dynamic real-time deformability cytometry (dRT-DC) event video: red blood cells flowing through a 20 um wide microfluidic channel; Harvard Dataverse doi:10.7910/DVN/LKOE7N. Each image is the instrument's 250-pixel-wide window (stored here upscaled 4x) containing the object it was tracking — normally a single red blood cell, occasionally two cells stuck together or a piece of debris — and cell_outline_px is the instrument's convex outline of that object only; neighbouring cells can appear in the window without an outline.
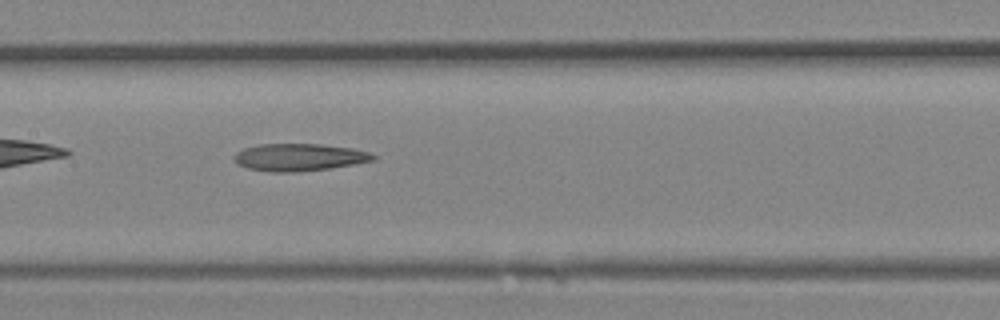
{"species": "Egyptian fruit bat (a non-hibernating species)", "species_latin": "Rousettus aegyptiacus", "temperature_condition": "room temperature", "stored_images_in_passage": 23, "camera_frame_rate_fps": 3000, "um_per_image_px": 0.085, "animal": {"sex": "female"}, "frame": {"image": 1, "passage_image": 10, "time_ms": 3.0, "image_size_px": [1000, 320], "cell_outline_px": [[376, 160], [328, 168], [292, 172], [272, 172], [248, 168], [236, 164], [232, 160], [232, 156], [236, 152], [244, 148], [260, 144], [320, 144], [352, 148], [368, 152], [376, 156]], "centroid_in_image_um": [25.37, 13.36], "position_along_channel_um": 182.0, "area_um2": 22.08}}
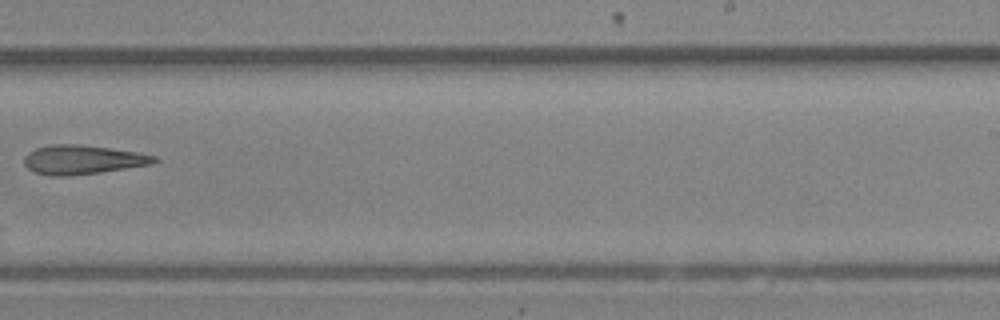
{"frame": {"image": 2, "passage_image": 14, "time_ms": 4.333, "image_size_px": [1000, 320], "cell_outline_px": [[160, 160], [152, 164], [100, 172], [72, 176], [48, 176], [32, 172], [24, 164], [24, 156], [28, 152], [36, 148], [52, 144], [80, 144], [136, 152], [156, 156]], "centroid_in_image_um": [6.98, 13.58], "position_along_channel_um": 282.0, "area_um2": 22.2}}
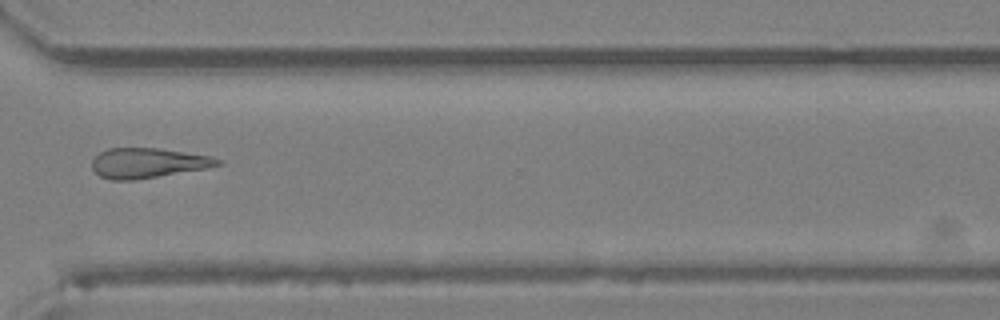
{"frame": {"image": 3, "passage_image": 17, "time_ms": 5.333, "image_size_px": [1000, 320], "cell_outline_px": [[224, 164], [204, 168], [132, 180], [112, 180], [100, 176], [92, 168], [92, 160], [100, 152], [108, 148], [160, 148], [212, 156], [220, 160]], "centroid_in_image_um": [12.55, 13.84], "position_along_channel_um": 358.0, "area_um2": 21.68}}